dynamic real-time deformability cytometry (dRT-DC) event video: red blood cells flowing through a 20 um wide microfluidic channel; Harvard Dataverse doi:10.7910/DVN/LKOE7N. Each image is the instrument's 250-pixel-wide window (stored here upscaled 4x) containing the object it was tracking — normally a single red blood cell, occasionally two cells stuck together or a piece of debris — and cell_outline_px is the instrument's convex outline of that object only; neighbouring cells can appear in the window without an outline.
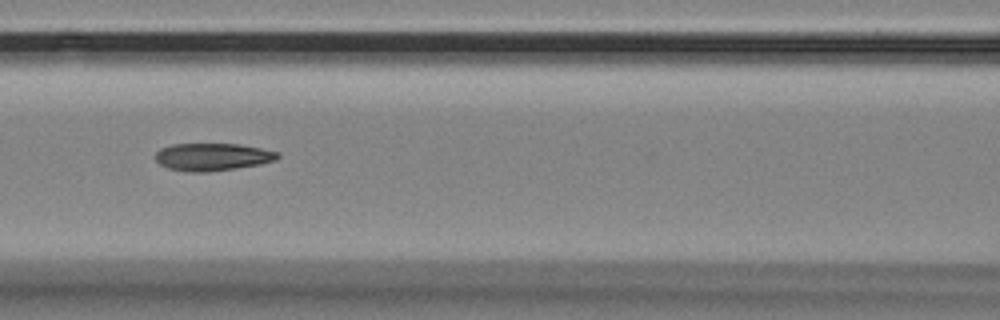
{"species": "Egyptian fruit bat (a non-hibernating species)", "species_latin": "Rousettus aegyptiacus", "temperature_condition": "room temperature", "stored_images_in_passage": 11, "camera_frame_rate_fps": 3000, "um_per_image_px": 0.085, "animal": {"sex": "female"}, "frame": {"image": 1, "passage_image": 7, "time_ms": 2.0, "image_size_px": [1000, 320], "cell_outline_px": [[280, 156], [276, 160], [260, 164], [236, 168], [208, 172], [188, 172], [168, 168], [160, 164], [156, 160], [156, 152], [160, 148], [172, 144], [236, 144], [260, 148], [280, 152]], "centroid_in_image_um": [18.06, 13.34], "position_along_channel_um": 148.5, "area_um2": 19.59}}
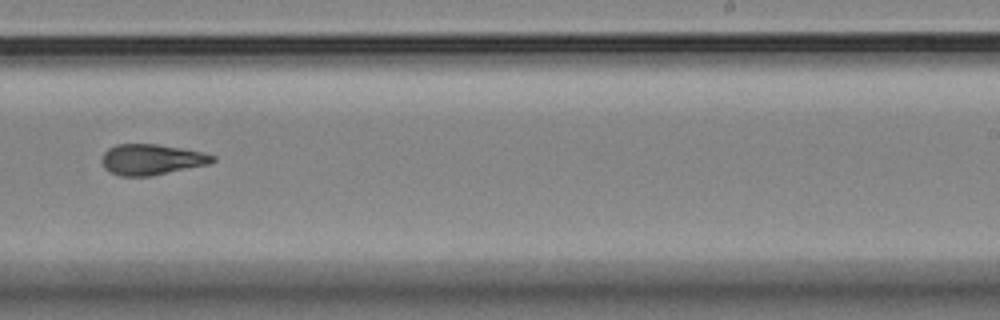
{"frame": {"image": 2, "passage_image": 10, "time_ms": 3.0, "image_size_px": [1000, 320], "cell_outline_px": [[216, 160], [212, 164], [152, 176], [120, 176], [108, 172], [104, 168], [100, 160], [104, 152], [108, 148], [116, 144], [156, 144], [180, 148], [200, 152], [216, 156]], "centroid_in_image_um": [12.87, 13.57], "position_along_channel_um": 276.1, "area_um2": 20.11}}
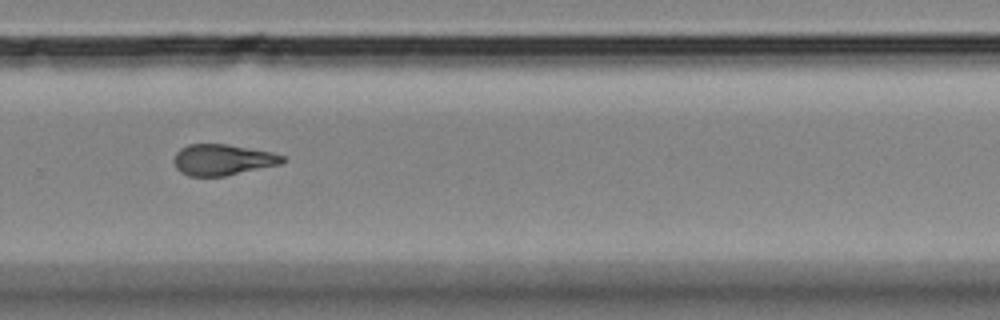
{"frame": {"image": 3, "passage_image": 11, "time_ms": 3.333, "image_size_px": [1000, 320], "cell_outline_px": [[284, 160], [280, 164], [224, 176], [188, 176], [180, 172], [176, 168], [172, 160], [176, 152], [180, 148], [188, 144], [228, 144], [272, 152], [284, 156]], "centroid_in_image_um": [18.87, 13.57], "position_along_channel_um": 310.9, "area_um2": 19.65}}